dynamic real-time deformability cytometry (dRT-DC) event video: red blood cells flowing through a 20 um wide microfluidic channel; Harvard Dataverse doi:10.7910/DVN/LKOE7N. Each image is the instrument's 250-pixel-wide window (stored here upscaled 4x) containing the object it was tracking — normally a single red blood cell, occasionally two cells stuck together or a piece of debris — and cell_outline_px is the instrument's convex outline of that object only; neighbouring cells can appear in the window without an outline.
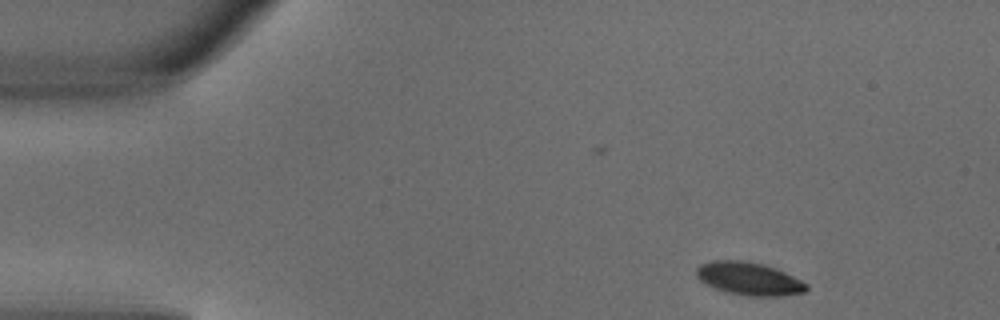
{"species": "common noctule bat (a hibernating species)", "species_latin": "Nyctalus noctula", "temperature_condition": "warm", "stored_images_in_passage": 3, "camera_frame_rate_fps": 3000, "um_per_image_px": 0.085, "animal": {"sex": "male", "body_mass_g": 18.8}, "frame": {"image": 1, "passage_image": 1, "time_ms": 0.0, "image_size_px": [1000, 320], "cell_outline_px": [[808, 288], [804, 292], [780, 296], [748, 296], [728, 292], [716, 288], [700, 280], [696, 276], [696, 268], [700, 264], [712, 260], [748, 260], [764, 264], [776, 268], [808, 284]], "centroid_in_image_um": [63.66, 23.67], "position_along_channel_um": 21.3, "area_um2": 21.1}}
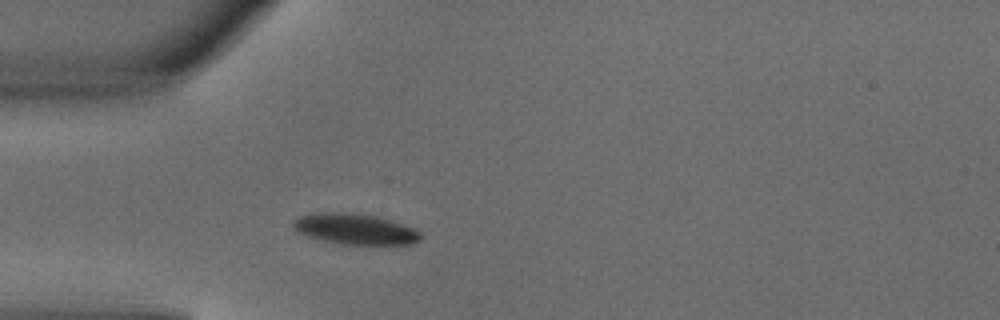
{"frame": {"image": 2, "passage_image": 3, "time_ms": 0.667, "image_size_px": [1000, 320], "cell_outline_px": [[420, 240], [408, 244], [340, 244], [320, 240], [296, 232], [292, 228], [292, 220], [300, 216], [320, 212], [352, 212], [376, 216], [412, 228], [420, 232]], "centroid_in_image_um": [30.08, 19.46], "position_along_channel_um": 54.9, "area_um2": 22.72}}